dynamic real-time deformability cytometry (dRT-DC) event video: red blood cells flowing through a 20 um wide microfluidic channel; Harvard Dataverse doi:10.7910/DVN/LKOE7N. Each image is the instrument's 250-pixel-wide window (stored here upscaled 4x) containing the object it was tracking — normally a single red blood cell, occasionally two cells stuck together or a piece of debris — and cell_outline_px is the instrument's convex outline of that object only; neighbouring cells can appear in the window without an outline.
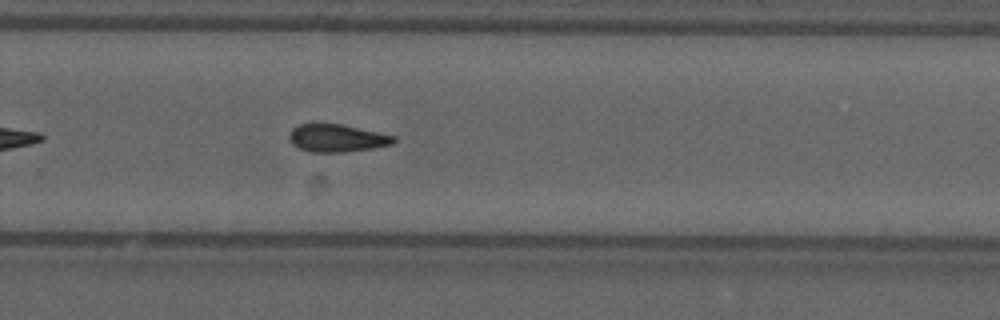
{"species": "common noctule bat (a hibernating species)", "species_latin": "Nyctalus noctula", "temperature_condition": "cold", "stored_images_in_passage": 40, "camera_frame_rate_fps": 3000, "um_per_image_px": 0.085, "animal": {"sex": "male", "forearm_length_mm": 52.5}, "frame": {"image": 1, "passage_image": 23, "time_ms": 7.333, "image_size_px": [1000, 320], "cell_outline_px": [[396, 140], [392, 144], [372, 148], [344, 152], [312, 152], [300, 148], [292, 144], [288, 136], [292, 128], [300, 124], [316, 120], [340, 124], [396, 136]], "centroid_in_image_um": [28.58, 11.7], "position_along_channel_um": 301.2, "area_um2": 17.22}, "authors_computed_cell_mechanics": {"area_um2": 17.2244, "velocity_mm_per_s": 3.7064, "shape_relaxation_time_tau1_ms": 9.4012, "shape_relaxation_time_tau2_ms": 6.6725, "deformation_change_tau1": 0.1667, "deformation_change_tau2": 0.1412}}